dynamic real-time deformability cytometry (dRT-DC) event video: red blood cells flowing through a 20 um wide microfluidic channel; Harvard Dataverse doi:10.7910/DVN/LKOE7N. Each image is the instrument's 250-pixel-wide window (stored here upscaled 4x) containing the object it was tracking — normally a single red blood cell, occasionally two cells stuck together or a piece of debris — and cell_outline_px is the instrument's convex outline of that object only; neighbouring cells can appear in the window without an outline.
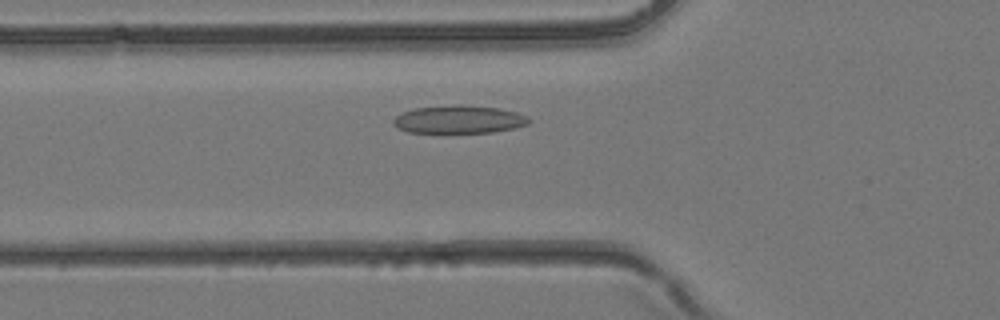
{"species": "common noctule bat (a hibernating species)", "species_latin": "Nyctalus noctula", "temperature_condition": "room temperature", "stored_images_in_passage": 34, "camera_frame_rate_fps": 3000, "um_per_image_px": 0.085, "animal": {"sex": "female", "body_mass_g": 24.6, "forearm_length_mm": 56.2}, "frame": {"image": 1, "passage_image": 8, "time_ms": 2.333, "image_size_px": [1000, 320], "cell_outline_px": [[532, 120], [528, 124], [516, 128], [492, 132], [408, 132], [396, 128], [392, 124], [392, 120], [396, 116], [404, 112], [416, 108], [456, 104], [460, 104], [496, 108], [516, 112], [528, 116]], "centroid_in_image_um": [39.02, 10.15], "position_along_channel_um": 86.8, "area_um2": 22.08}}
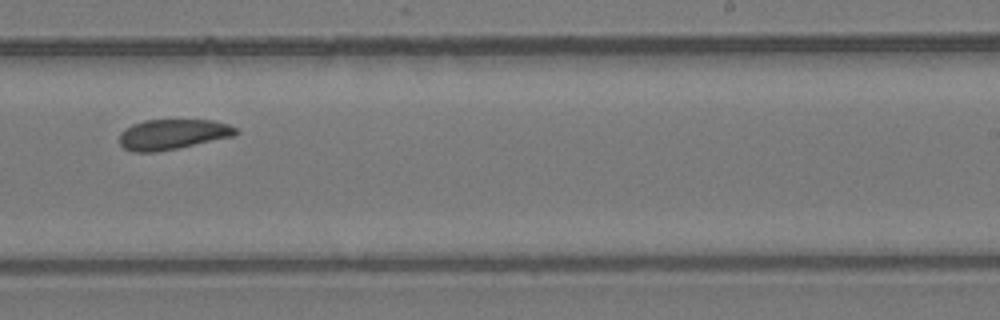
{"frame": {"image": 2, "passage_image": 19, "time_ms": 6.0, "image_size_px": [1000, 320], "cell_outline_px": [[240, 132], [236, 136], [156, 152], [132, 152], [124, 148], [120, 144], [120, 132], [124, 128], [132, 124], [144, 120], [212, 120], [228, 124], [236, 128]], "centroid_in_image_um": [14.67, 11.41], "position_along_channel_um": 274.3, "area_um2": 20.63}}
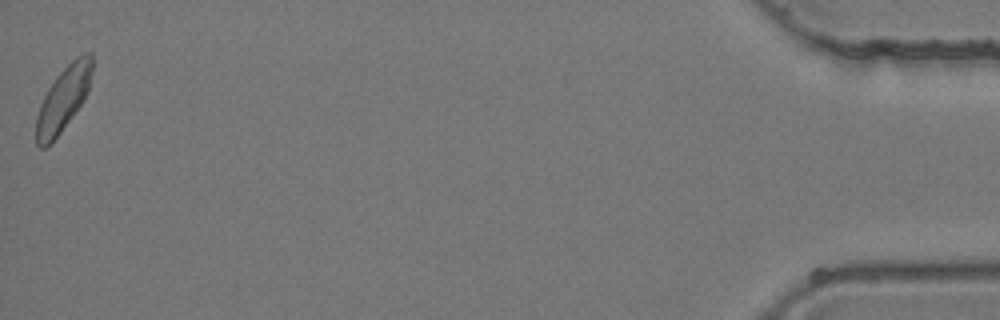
{"frame": {"image": 3, "passage_image": 34, "time_ms": 11.0, "image_size_px": [1000, 320], "cell_outline_px": [[92, 72], [88, 88], [84, 100], [52, 144], [44, 148], [40, 148], [36, 144], [36, 116], [40, 104], [48, 88], [56, 76], [76, 56], [84, 52], [92, 52]], "centroid_in_image_um": [5.37, 8.42], "position_along_channel_um": 429.8, "area_um2": 21.04}}